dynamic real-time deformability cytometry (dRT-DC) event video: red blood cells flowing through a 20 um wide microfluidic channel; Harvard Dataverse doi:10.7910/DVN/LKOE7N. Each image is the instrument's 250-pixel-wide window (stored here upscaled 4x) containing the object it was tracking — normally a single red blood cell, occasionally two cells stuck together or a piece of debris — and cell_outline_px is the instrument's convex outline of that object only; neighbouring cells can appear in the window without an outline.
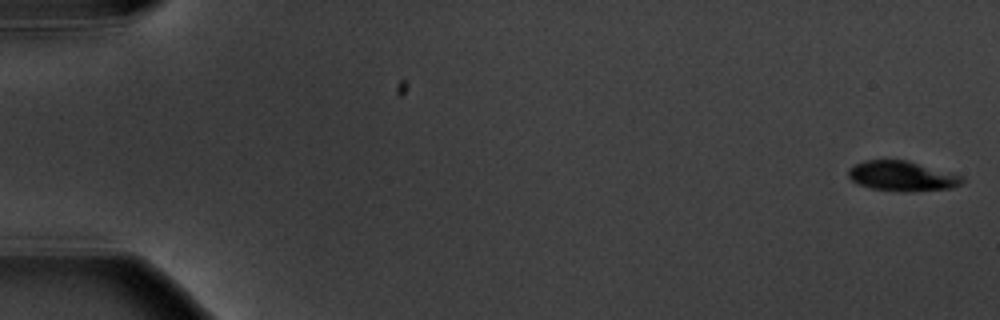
{"species": "common noctule bat (a hibernating species)", "species_latin": "Nyctalus noctula", "temperature_condition": "warm", "stored_images_in_passage": 5, "camera_frame_rate_fps": 3000, "um_per_image_px": 0.085, "animal": {"sex": "male", "body_mass_g": 20.1, "forearm_length_mm": 53.5}, "frame": {"image": 1, "passage_image": 1, "time_ms": 0.0, "image_size_px": [1000, 320], "cell_outline_px": [[964, 180], [960, 184], [952, 188], [912, 192], [904, 192], [872, 188], [860, 184], [852, 180], [848, 176], [848, 168], [864, 160], [904, 160], [964, 176]], "centroid_in_image_um": [76.68, 14.98], "position_along_channel_um": 8.3, "area_um2": 19.71}}